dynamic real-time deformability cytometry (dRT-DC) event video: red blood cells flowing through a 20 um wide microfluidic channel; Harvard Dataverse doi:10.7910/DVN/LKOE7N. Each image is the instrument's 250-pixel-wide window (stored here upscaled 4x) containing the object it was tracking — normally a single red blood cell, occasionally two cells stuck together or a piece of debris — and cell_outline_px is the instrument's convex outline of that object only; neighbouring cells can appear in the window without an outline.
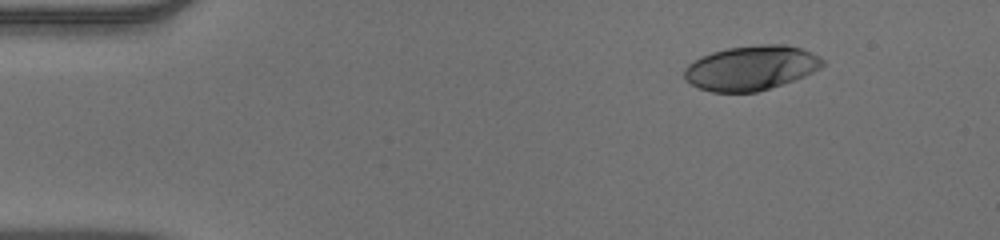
{"species": "human", "species_latin": "Homo sapiens", "temperature_condition": "warm", "stored_images_in_passage": 47, "camera_frame_rate_fps": 3000, "um_per_image_px": 0.085, "donor": {"sex": "male"}, "frame": {"image": 1, "passage_image": 1, "time_ms": 0.0, "image_size_px": [1000, 240], "cell_outline_px": [[824, 64], [820, 68], [804, 76], [756, 92], [712, 92], [700, 88], [684, 80], [684, 68], [688, 64], [712, 52], [728, 48], [760, 44], [784, 44], [800, 48], [812, 52], [820, 56], [824, 60]], "centroid_in_image_um": [63.84, 5.76], "position_along_channel_um": 21.2, "area_um2": 35.66}}
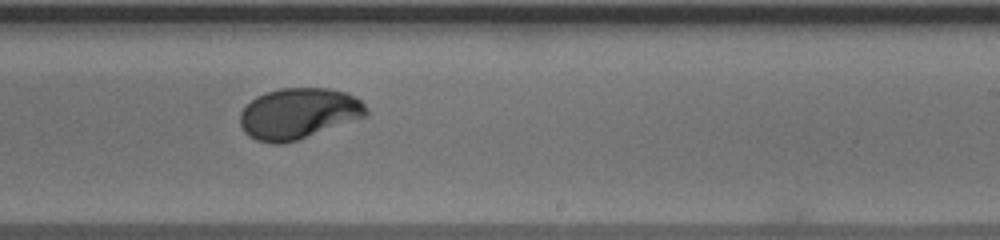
{"frame": {"image": 2, "passage_image": 27, "time_ms": 8.667, "image_size_px": [1000, 240], "cell_outline_px": [[368, 112], [364, 116], [296, 140], [280, 144], [272, 144], [256, 140], [248, 136], [244, 132], [240, 124], [240, 112], [256, 96], [280, 88], [328, 88], [348, 92], [356, 96], [368, 108]], "centroid_in_image_um": [25.35, 9.63], "position_along_channel_um": 263.6, "area_um2": 37.11}}
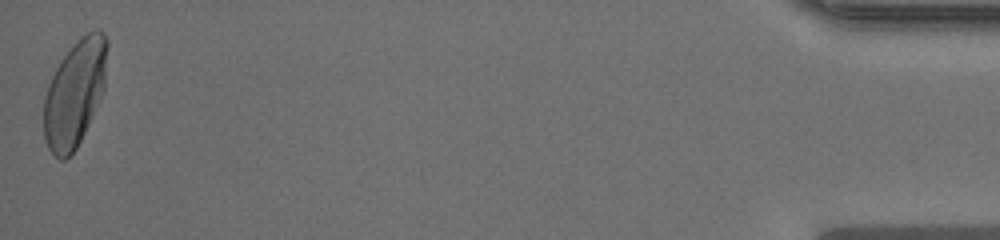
{"frame": {"image": 3, "passage_image": 47, "time_ms": 15.333, "image_size_px": [1000, 240], "cell_outline_px": [[108, 44], [104, 92], [76, 148], [64, 160], [60, 160], [48, 148], [44, 140], [44, 96], [48, 84], [60, 60], [72, 44], [76, 40], [88, 32], [96, 28], [100, 28], [104, 32], [108, 40]], "centroid_in_image_um": [6.37, 7.87], "position_along_channel_um": 428.8, "area_um2": 39.59}, "authors_computed_cell_mechanics": {"area_um2": 37.3388, "velocity_mm_per_s": 3.8842, "shape_relaxation_time_tau1_ms": 3.4514, "shape_relaxation_time_tau2_ms": null, "deformation_change_tau1": 0.1802, "deformation_change_tau2": null}}